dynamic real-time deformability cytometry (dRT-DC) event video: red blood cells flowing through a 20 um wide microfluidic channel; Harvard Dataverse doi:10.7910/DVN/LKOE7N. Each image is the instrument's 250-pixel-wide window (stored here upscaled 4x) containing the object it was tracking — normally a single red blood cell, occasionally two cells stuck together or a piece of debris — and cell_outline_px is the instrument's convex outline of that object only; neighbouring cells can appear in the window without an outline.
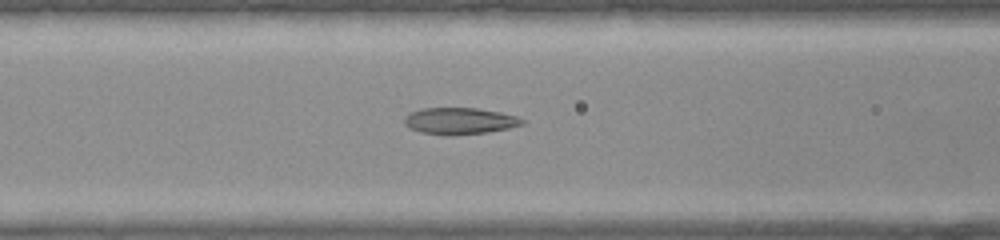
{"species": "common noctule bat (a hibernating species)", "species_latin": "Nyctalus noctula", "temperature_condition": "warm", "stored_images_in_passage": 32, "camera_frame_rate_fps": 3000, "um_per_image_px": 0.085, "animal": {"sex": "female", "body_mass_g": 22.0, "forearm_length_mm": 56.7}, "frame": {"image": 1, "passage_image": 9, "time_ms": 2.667, "image_size_px": [1000, 240], "cell_outline_px": [[524, 124], [508, 128], [488, 132], [448, 136], [444, 136], [420, 132], [408, 128], [404, 124], [404, 116], [408, 112], [420, 108], [476, 108], [500, 112], [516, 116], [524, 120]], "centroid_in_image_um": [39.0, 10.29], "position_along_channel_um": 127.6, "area_um2": 18.55}}
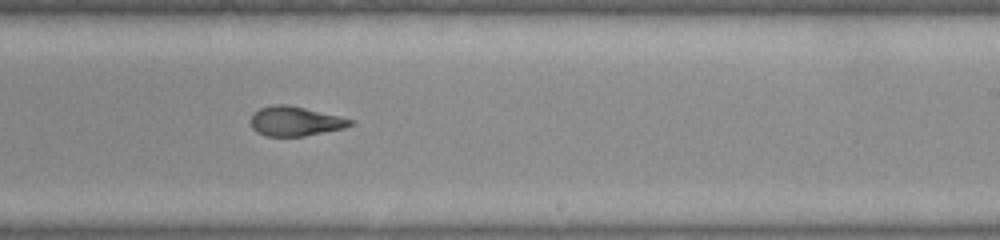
{"frame": {"image": 2, "passage_image": 17, "time_ms": 5.333, "image_size_px": [1000, 240], "cell_outline_px": [[356, 124], [344, 128], [304, 136], [264, 136], [256, 132], [252, 128], [252, 112], [260, 108], [272, 104], [284, 104], [304, 108], [356, 120]], "centroid_in_image_um": [25.1, 10.31], "position_along_channel_um": 263.9, "area_um2": 17.17}}
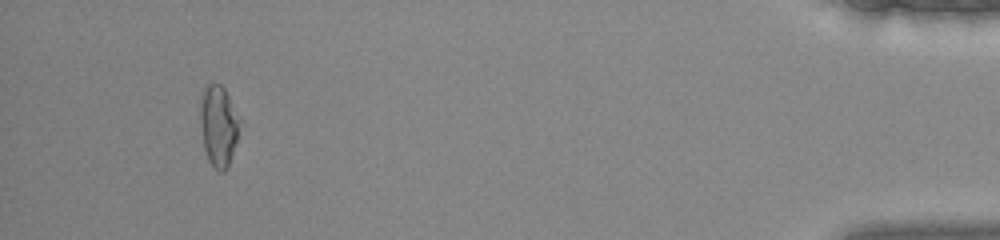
{"frame": {"image": 3, "passage_image": 30, "time_ms": 9.667, "image_size_px": [1000, 240], "cell_outline_px": [[240, 120], [236, 140], [228, 168], [224, 172], [220, 172], [208, 160], [204, 148], [200, 124], [200, 108], [204, 88], [208, 84], [220, 84], [224, 88]], "centroid_in_image_um": [18.56, 10.71], "position_along_channel_um": 416.6, "area_um2": 18.21}}